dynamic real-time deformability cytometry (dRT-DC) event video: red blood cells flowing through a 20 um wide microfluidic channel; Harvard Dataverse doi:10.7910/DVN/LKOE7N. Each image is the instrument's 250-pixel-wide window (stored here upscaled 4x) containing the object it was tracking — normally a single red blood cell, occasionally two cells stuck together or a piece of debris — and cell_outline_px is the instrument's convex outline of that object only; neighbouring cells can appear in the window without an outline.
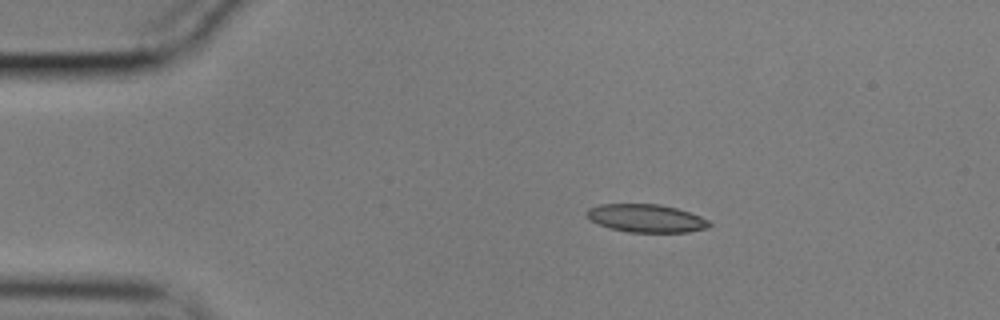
{"species": "common noctule bat (a hibernating species)", "species_latin": "Nyctalus noctula", "temperature_condition": "cold", "stored_images_in_passage": 47, "camera_frame_rate_fps": 3000, "um_per_image_px": 0.085, "animal": {"sex": "male", "body_mass_g": 17.9}, "frame": {"image": 1, "passage_image": 1, "time_ms": 0.0, "image_size_px": [1000, 320], "cell_outline_px": [[712, 224], [708, 228], [688, 232], [628, 232], [608, 228], [592, 220], [584, 212], [588, 208], [600, 204], [660, 204], [676, 208], [700, 216], [708, 220]], "centroid_in_image_um": [54.93, 18.55], "position_along_channel_um": 30.1, "area_um2": 20.0}}
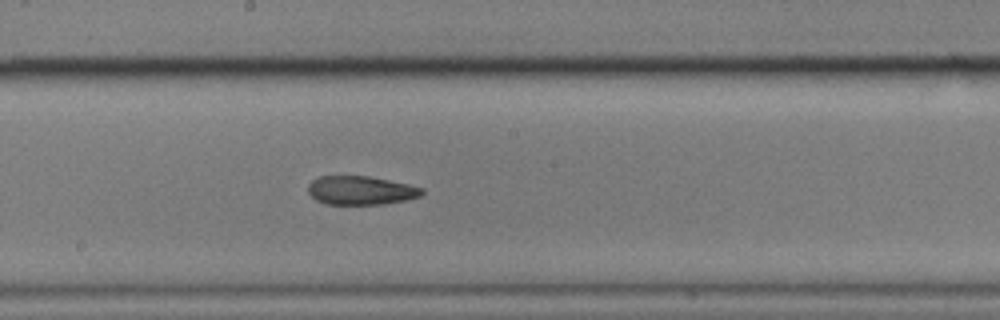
{"frame": {"image": 2, "passage_image": 21, "time_ms": 6.667, "image_size_px": [1000, 320], "cell_outline_px": [[424, 192], [420, 196], [404, 200], [384, 204], [324, 204], [316, 200], [308, 192], [308, 184], [312, 180], [320, 176], [368, 176], [408, 184], [424, 188]], "centroid_in_image_um": [30.65, 16.18], "position_along_channel_um": 217.6, "area_um2": 19.02}}
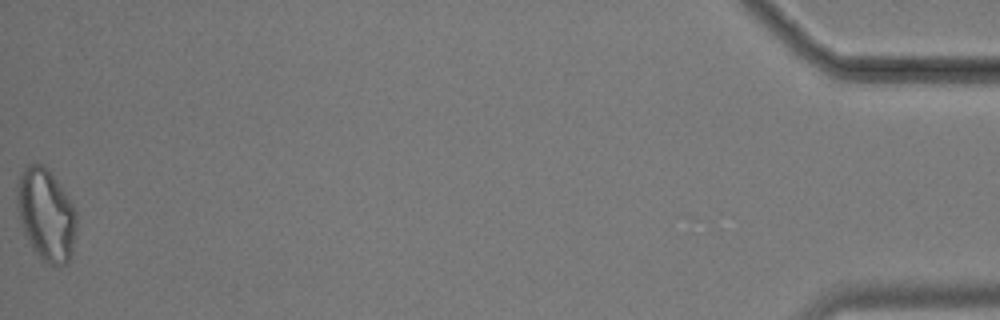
{"frame": {"image": 3, "passage_image": 47, "time_ms": 15.333, "image_size_px": [1000, 320], "cell_outline_px": [[76, 228], [72, 252], [68, 260], [64, 264], [48, 264], [32, 248], [24, 232], [16, 204], [16, 184], [20, 172], [28, 164], [44, 164], [52, 172], [76, 208]], "centroid_in_image_um": [3.91, 18.17], "position_along_channel_um": 431.3, "area_um2": 32.02}, "authors_computed_cell_mechanics": {"area_um2": 20.0566, "velocity_mm_per_s": 3.5686, "shape_relaxation_time_tau1_ms": 9.3096, "shape_relaxation_time_tau2_ms": 3.985, "deformation_change_tau1": 0.2288, "deformation_change_tau2": 0.1222}}